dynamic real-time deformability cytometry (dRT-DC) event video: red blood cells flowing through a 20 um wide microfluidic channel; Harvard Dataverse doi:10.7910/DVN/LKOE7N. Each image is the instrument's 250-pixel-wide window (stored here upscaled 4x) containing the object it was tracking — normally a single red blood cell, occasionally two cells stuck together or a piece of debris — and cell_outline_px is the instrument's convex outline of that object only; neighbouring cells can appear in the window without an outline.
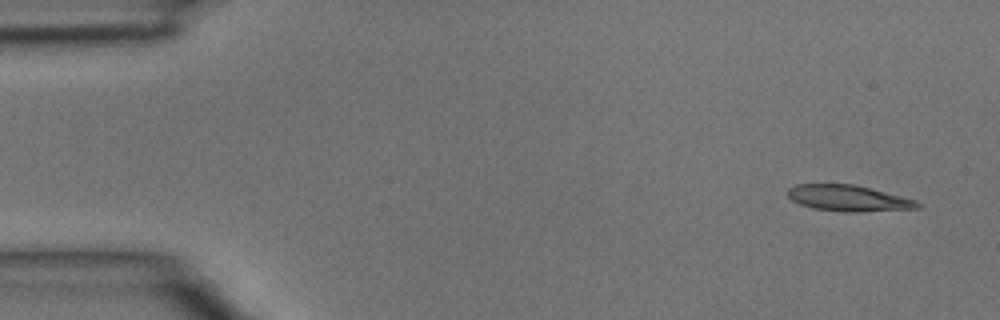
{"species": "common noctule bat (a hibernating species)", "species_latin": "Nyctalus noctula", "temperature_condition": "room temperature", "stored_images_in_passage": 3, "camera_frame_rate_fps": 3000, "um_per_image_px": 0.085, "animal": {"sex": "male", "body_mass_g": 15.6}, "frame": {"image": 1, "passage_image": 1, "time_ms": 0.0, "image_size_px": [1000, 320], "cell_outline_px": [[924, 204], [920, 208], [860, 212], [852, 212], [812, 208], [800, 204], [792, 200], [784, 192], [788, 188], [796, 184], [856, 184], [872, 188], [916, 200]], "centroid_in_image_um": [72.13, 16.84], "position_along_channel_um": 12.9, "area_um2": 19.94}}
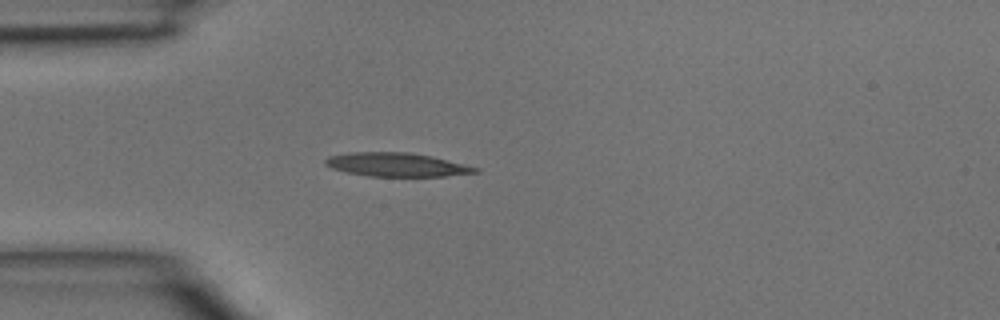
{"frame": {"image": 2, "passage_image": 3, "time_ms": 0.667, "image_size_px": [1000, 320], "cell_outline_px": [[480, 172], [444, 176], [368, 176], [348, 172], [332, 168], [324, 164], [324, 160], [328, 156], [352, 152], [408, 152], [432, 156], [480, 168]], "centroid_in_image_um": [33.72, 13.99], "position_along_channel_um": 51.3, "area_um2": 20.63}}